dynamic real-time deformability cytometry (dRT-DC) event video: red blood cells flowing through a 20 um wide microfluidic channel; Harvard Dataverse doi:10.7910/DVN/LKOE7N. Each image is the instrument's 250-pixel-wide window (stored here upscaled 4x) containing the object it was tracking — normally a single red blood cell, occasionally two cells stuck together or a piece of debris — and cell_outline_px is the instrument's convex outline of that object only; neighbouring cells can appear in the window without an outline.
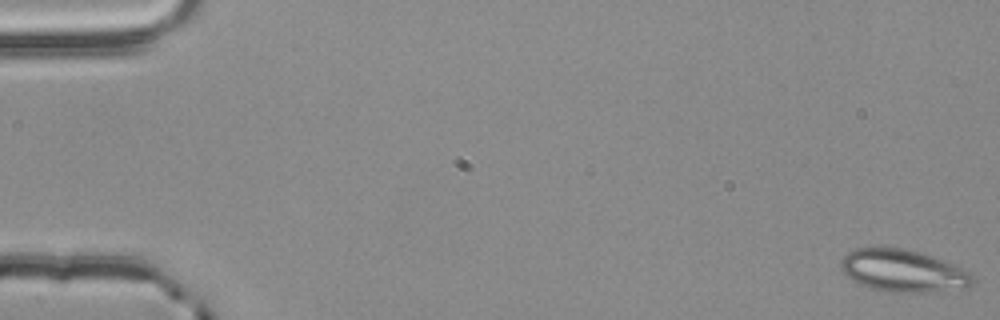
{"species": "common noctule bat (a hibernating species)", "species_latin": "Nyctalus noctula", "temperature_condition": "room temperature", "stored_images_in_passage": 56, "camera_frame_rate_fps": 3000, "um_per_image_px": 0.085, "animal": {"sex": "male", "body_mass_g": 20.4}, "frame": {"image": 1, "passage_image": 1, "time_ms": 0.0, "image_size_px": [1000, 320], "cell_outline_px": [[976, 276], [972, 284], [968, 288], [928, 292], [888, 292], [868, 288], [852, 280], [840, 268], [840, 260], [848, 252], [856, 248], [904, 248], [920, 252], [944, 260], [972, 272]], "centroid_in_image_um": [76.8, 23.03], "position_along_channel_um": 8.2, "area_um2": 32.77}}
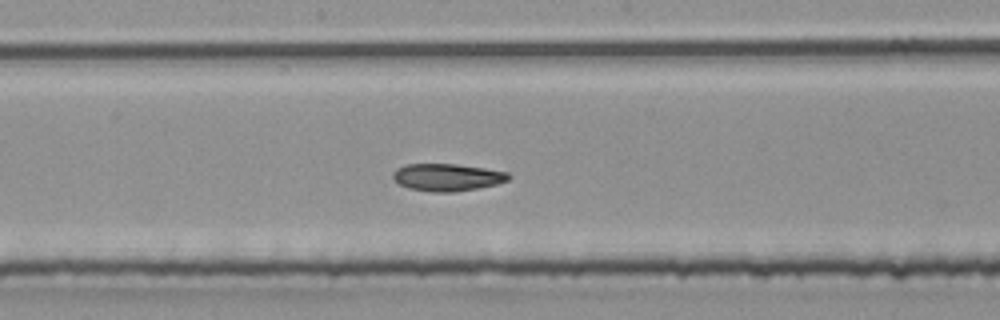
{"frame": {"image": 2, "passage_image": 30, "time_ms": 9.667, "image_size_px": [1000, 320], "cell_outline_px": [[512, 176], [508, 180], [496, 184], [480, 188], [456, 192], [432, 192], [408, 188], [392, 180], [392, 172], [396, 168], [404, 164], [456, 164], [484, 168], [508, 172]], "centroid_in_image_um": [37.99, 15.07], "position_along_channel_um": 210.2, "area_um2": 18.67}}
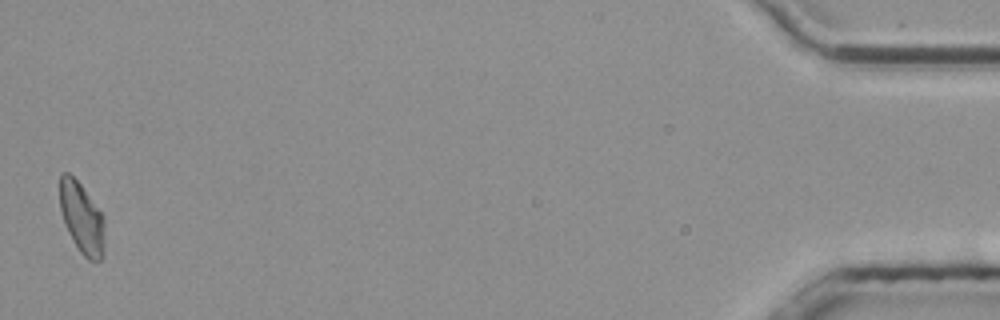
{"frame": {"image": 3, "passage_image": 55, "time_ms": 18.0, "image_size_px": [1000, 320], "cell_outline_px": [[104, 252], [100, 260], [88, 260], [80, 252], [68, 232], [60, 208], [60, 172], [68, 172], [80, 184], [104, 216]], "centroid_in_image_um": [6.96, 18.53], "position_along_channel_um": 428.2, "area_um2": 18.38}, "authors_computed_cell_mechanics": {"area_um2": 18.8428, "velocity_mm_per_s": 3.7969, "shape_relaxation_time_tau1_ms": 6.1643, "shape_relaxation_time_tau2_ms": 4.7643, "deformation_change_tau1": 0.1614, "deformation_change_tau2": 0.1059}}